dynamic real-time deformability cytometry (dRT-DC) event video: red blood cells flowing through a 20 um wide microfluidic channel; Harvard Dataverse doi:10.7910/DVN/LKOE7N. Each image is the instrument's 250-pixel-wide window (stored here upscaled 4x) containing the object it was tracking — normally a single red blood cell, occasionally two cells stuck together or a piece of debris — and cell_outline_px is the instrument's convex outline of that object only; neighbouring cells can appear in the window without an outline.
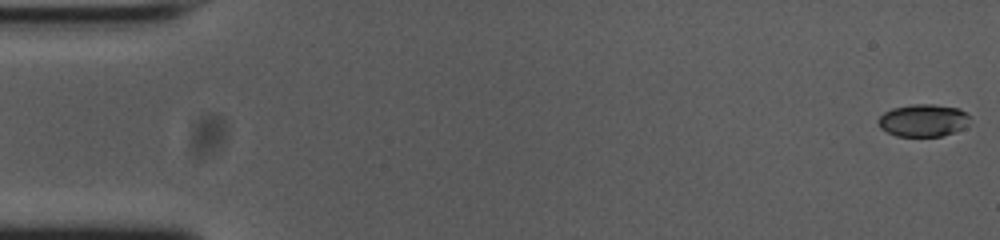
{"species": "common noctule bat (a hibernating species)", "species_latin": "Nyctalus noctula", "temperature_condition": "cold", "stored_images_in_passage": 52, "camera_frame_rate_fps": 3000, "um_per_image_px": 0.085, "animal": {"sex": "female", "body_mass_g": 23.0, "forearm_length_mm": 53.4}, "frame": {"image": 1, "passage_image": 1, "time_ms": 0.0, "image_size_px": [1000, 240], "cell_outline_px": [[968, 124], [964, 128], [940, 136], [896, 136], [880, 128], [880, 116], [884, 112], [892, 108], [912, 104], [932, 104], [960, 108], [968, 116]], "centroid_in_image_um": [78.47, 10.22], "position_along_channel_um": 6.5, "area_um2": 17.11}}
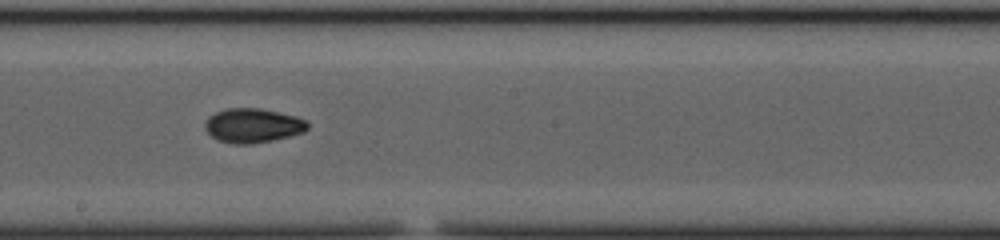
{"frame": {"image": 2, "passage_image": 30, "time_ms": 9.667, "image_size_px": [1000, 240], "cell_outline_px": [[308, 128], [304, 132], [272, 140], [252, 144], [236, 144], [216, 140], [204, 128], [204, 124], [208, 116], [216, 112], [228, 108], [260, 108], [296, 116], [308, 120]], "centroid_in_image_um": [21.48, 10.67], "position_along_channel_um": 226.7, "area_um2": 20.58}}
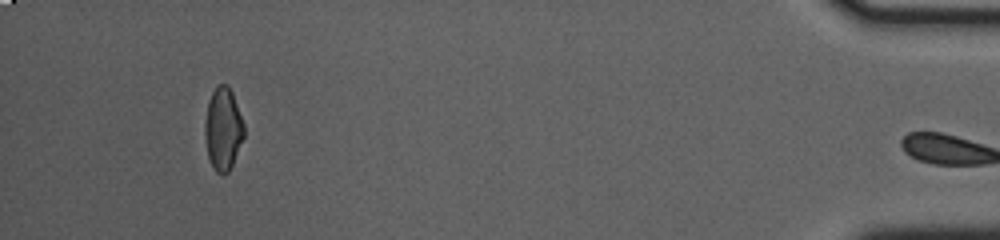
{"frame": {"image": 3, "passage_image": 51, "time_ms": 16.667, "image_size_px": [1000, 240], "cell_outline_px": [[244, 136], [232, 164], [228, 172], [224, 176], [216, 172], [208, 156], [204, 132], [204, 124], [208, 100], [216, 84], [228, 84], [232, 92], [244, 124]], "centroid_in_image_um": [18.95, 10.93], "position_along_channel_um": 416.3, "area_um2": 18.84}, "authors_computed_cell_mechanics": {"area_um2": 19.3052, "velocity_mm_per_s": 3.764, "shape_relaxation_time_tau1_ms": 5.6958, "shape_relaxation_time_tau2_ms": 2.1756, "deformation_change_tau1": 0.1774, "deformation_change_tau2": 0.0518}}